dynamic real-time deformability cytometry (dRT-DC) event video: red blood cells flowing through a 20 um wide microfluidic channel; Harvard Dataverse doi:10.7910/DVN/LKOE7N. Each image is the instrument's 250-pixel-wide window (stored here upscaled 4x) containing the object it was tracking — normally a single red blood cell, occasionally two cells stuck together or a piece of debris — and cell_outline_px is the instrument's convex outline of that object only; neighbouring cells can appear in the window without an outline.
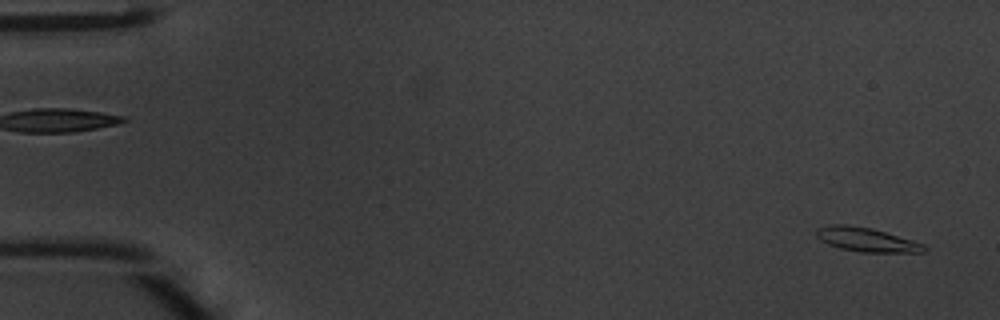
{"species": "common noctule bat (a hibernating species)", "species_latin": "Nyctalus noctula", "temperature_condition": "warm", "stored_images_in_passage": 49, "camera_frame_rate_fps": 3000, "um_per_image_px": 0.085, "animal": {"sex": "male", "body_mass_g": 20.1, "forearm_length_mm": 53.5}, "frame": {"image": 1, "passage_image": 2, "time_ms": 0.333, "image_size_px": [1000, 320], "cell_outline_px": [[928, 248], [924, 252], [860, 252], [840, 248], [828, 244], [820, 240], [816, 236], [816, 228], [832, 224], [848, 224], [872, 228], [912, 240], [924, 244]], "centroid_in_image_um": [73.63, 20.36], "position_along_channel_um": 11.4, "area_um2": 15.14}}
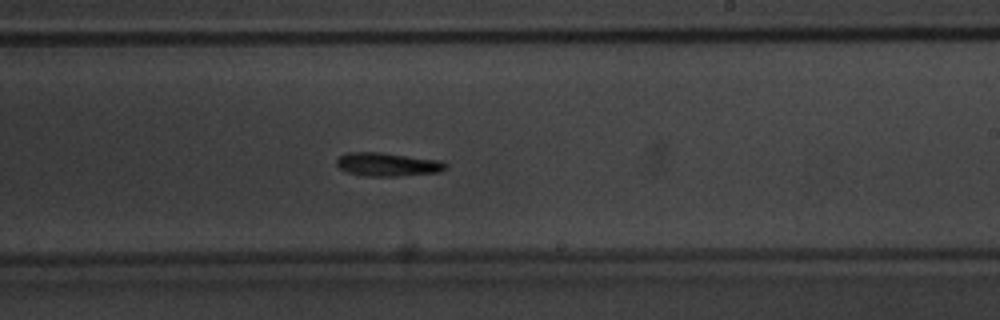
{"frame": {"image": 2, "passage_image": 29, "time_ms": 9.333, "image_size_px": [1000, 320], "cell_outline_px": [[448, 168], [440, 172], [400, 176], [364, 176], [348, 172], [340, 168], [336, 164], [336, 160], [344, 152], [380, 152], [440, 160], [448, 164]], "centroid_in_image_um": [32.96, 13.97], "position_along_channel_um": 256.0, "area_um2": 15.09}}
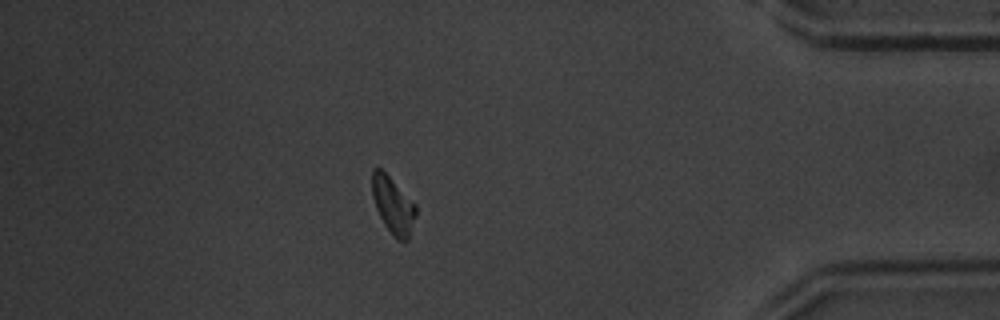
{"frame": {"image": 3, "passage_image": 42, "time_ms": 13.667, "image_size_px": [1000, 320], "cell_outline_px": [[416, 216], [408, 240], [396, 240], [384, 224], [376, 208], [372, 196], [372, 168], [376, 164], [416, 204]], "centroid_in_image_um": [33.4, 17.44], "position_along_channel_um": 401.8, "area_um2": 14.45}}